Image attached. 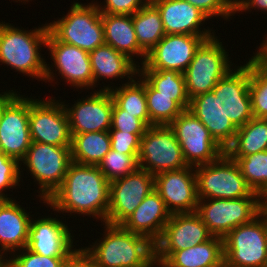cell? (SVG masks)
<instances>
[{
  "label": "cell",
  "instance_id": "2e32d148",
  "mask_svg": "<svg viewBox=\"0 0 267 267\" xmlns=\"http://www.w3.org/2000/svg\"><path fill=\"white\" fill-rule=\"evenodd\" d=\"M248 60L244 65H235L212 90L221 100L224 114L237 129L253 118L249 93L250 58Z\"/></svg>",
  "mask_w": 267,
  "mask_h": 267
},
{
  "label": "cell",
  "instance_id": "277c9868",
  "mask_svg": "<svg viewBox=\"0 0 267 267\" xmlns=\"http://www.w3.org/2000/svg\"><path fill=\"white\" fill-rule=\"evenodd\" d=\"M73 2L68 13L48 24L49 32L60 42L93 51L105 44L104 28L96 2Z\"/></svg>",
  "mask_w": 267,
  "mask_h": 267
},
{
  "label": "cell",
  "instance_id": "60d3db41",
  "mask_svg": "<svg viewBox=\"0 0 267 267\" xmlns=\"http://www.w3.org/2000/svg\"><path fill=\"white\" fill-rule=\"evenodd\" d=\"M200 9L210 19L221 17L224 20L231 19L235 15L234 0H184ZM234 14V15H233Z\"/></svg>",
  "mask_w": 267,
  "mask_h": 267
},
{
  "label": "cell",
  "instance_id": "d590c367",
  "mask_svg": "<svg viewBox=\"0 0 267 267\" xmlns=\"http://www.w3.org/2000/svg\"><path fill=\"white\" fill-rule=\"evenodd\" d=\"M251 109L253 118L267 119V70L250 57Z\"/></svg>",
  "mask_w": 267,
  "mask_h": 267
},
{
  "label": "cell",
  "instance_id": "83f0119b",
  "mask_svg": "<svg viewBox=\"0 0 267 267\" xmlns=\"http://www.w3.org/2000/svg\"><path fill=\"white\" fill-rule=\"evenodd\" d=\"M101 20L105 44L126 55L134 63V56L140 57V65L144 64L147 53L137 41L132 15L101 14Z\"/></svg>",
  "mask_w": 267,
  "mask_h": 267
},
{
  "label": "cell",
  "instance_id": "d6a6232c",
  "mask_svg": "<svg viewBox=\"0 0 267 267\" xmlns=\"http://www.w3.org/2000/svg\"><path fill=\"white\" fill-rule=\"evenodd\" d=\"M136 38L139 46L148 53L166 35L161 15L152 2H147L132 15Z\"/></svg>",
  "mask_w": 267,
  "mask_h": 267
},
{
  "label": "cell",
  "instance_id": "ac0fdd59",
  "mask_svg": "<svg viewBox=\"0 0 267 267\" xmlns=\"http://www.w3.org/2000/svg\"><path fill=\"white\" fill-rule=\"evenodd\" d=\"M213 36L166 34L147 53L144 64L138 69L171 70L184 73L200 44Z\"/></svg>",
  "mask_w": 267,
  "mask_h": 267
},
{
  "label": "cell",
  "instance_id": "ffe728a7",
  "mask_svg": "<svg viewBox=\"0 0 267 267\" xmlns=\"http://www.w3.org/2000/svg\"><path fill=\"white\" fill-rule=\"evenodd\" d=\"M64 222L51 215L31 218L26 248L46 257H67L75 249V239Z\"/></svg>",
  "mask_w": 267,
  "mask_h": 267
},
{
  "label": "cell",
  "instance_id": "7dc6e473",
  "mask_svg": "<svg viewBox=\"0 0 267 267\" xmlns=\"http://www.w3.org/2000/svg\"><path fill=\"white\" fill-rule=\"evenodd\" d=\"M18 93L16 90H6V92H0V115L4 106Z\"/></svg>",
  "mask_w": 267,
  "mask_h": 267
},
{
  "label": "cell",
  "instance_id": "30bf717a",
  "mask_svg": "<svg viewBox=\"0 0 267 267\" xmlns=\"http://www.w3.org/2000/svg\"><path fill=\"white\" fill-rule=\"evenodd\" d=\"M196 213L213 236L224 238L259 215V197L198 200Z\"/></svg>",
  "mask_w": 267,
  "mask_h": 267
},
{
  "label": "cell",
  "instance_id": "6da1fadb",
  "mask_svg": "<svg viewBox=\"0 0 267 267\" xmlns=\"http://www.w3.org/2000/svg\"><path fill=\"white\" fill-rule=\"evenodd\" d=\"M109 193L110 181L96 165L72 162L62 185L44 205L56 213L92 216L104 223L109 209Z\"/></svg>",
  "mask_w": 267,
  "mask_h": 267
},
{
  "label": "cell",
  "instance_id": "f546056e",
  "mask_svg": "<svg viewBox=\"0 0 267 267\" xmlns=\"http://www.w3.org/2000/svg\"><path fill=\"white\" fill-rule=\"evenodd\" d=\"M72 162L81 165H98L111 150L109 131L71 135Z\"/></svg>",
  "mask_w": 267,
  "mask_h": 267
},
{
  "label": "cell",
  "instance_id": "e0dca14e",
  "mask_svg": "<svg viewBox=\"0 0 267 267\" xmlns=\"http://www.w3.org/2000/svg\"><path fill=\"white\" fill-rule=\"evenodd\" d=\"M76 101L72 106L62 102L71 135L110 130L113 97L108 90L97 89Z\"/></svg>",
  "mask_w": 267,
  "mask_h": 267
},
{
  "label": "cell",
  "instance_id": "cb8c5ba5",
  "mask_svg": "<svg viewBox=\"0 0 267 267\" xmlns=\"http://www.w3.org/2000/svg\"><path fill=\"white\" fill-rule=\"evenodd\" d=\"M170 216L171 213L167 210L161 196L154 190L120 225L132 233L148 238L155 244L161 237Z\"/></svg>",
  "mask_w": 267,
  "mask_h": 267
},
{
  "label": "cell",
  "instance_id": "3957f363",
  "mask_svg": "<svg viewBox=\"0 0 267 267\" xmlns=\"http://www.w3.org/2000/svg\"><path fill=\"white\" fill-rule=\"evenodd\" d=\"M48 32L47 23L24 30L0 21V63L23 76L44 81L46 61L40 51L46 45Z\"/></svg>",
  "mask_w": 267,
  "mask_h": 267
},
{
  "label": "cell",
  "instance_id": "ab89813d",
  "mask_svg": "<svg viewBox=\"0 0 267 267\" xmlns=\"http://www.w3.org/2000/svg\"><path fill=\"white\" fill-rule=\"evenodd\" d=\"M148 127L134 115L126 113L113 100L111 128L110 130H117L133 134H145Z\"/></svg>",
  "mask_w": 267,
  "mask_h": 267
},
{
  "label": "cell",
  "instance_id": "e575fe53",
  "mask_svg": "<svg viewBox=\"0 0 267 267\" xmlns=\"http://www.w3.org/2000/svg\"><path fill=\"white\" fill-rule=\"evenodd\" d=\"M240 167L247 185L260 194L267 187V150L244 157H230Z\"/></svg>",
  "mask_w": 267,
  "mask_h": 267
},
{
  "label": "cell",
  "instance_id": "5bb4252c",
  "mask_svg": "<svg viewBox=\"0 0 267 267\" xmlns=\"http://www.w3.org/2000/svg\"><path fill=\"white\" fill-rule=\"evenodd\" d=\"M154 190V175L140 168L127 176L110 181L106 223L120 225Z\"/></svg>",
  "mask_w": 267,
  "mask_h": 267
},
{
  "label": "cell",
  "instance_id": "8fae6325",
  "mask_svg": "<svg viewBox=\"0 0 267 267\" xmlns=\"http://www.w3.org/2000/svg\"><path fill=\"white\" fill-rule=\"evenodd\" d=\"M169 126L180 144L187 166L197 167L214 162L225 153L189 109L179 114Z\"/></svg>",
  "mask_w": 267,
  "mask_h": 267
},
{
  "label": "cell",
  "instance_id": "603a6c76",
  "mask_svg": "<svg viewBox=\"0 0 267 267\" xmlns=\"http://www.w3.org/2000/svg\"><path fill=\"white\" fill-rule=\"evenodd\" d=\"M189 110L204 124L212 138L224 150L232 144L238 129L224 114L222 102L213 91L192 98Z\"/></svg>",
  "mask_w": 267,
  "mask_h": 267
},
{
  "label": "cell",
  "instance_id": "7402d4cb",
  "mask_svg": "<svg viewBox=\"0 0 267 267\" xmlns=\"http://www.w3.org/2000/svg\"><path fill=\"white\" fill-rule=\"evenodd\" d=\"M152 3L160 12L166 34L216 35L213 28L208 27L206 29L203 26L204 22L210 18L189 2L184 0H155Z\"/></svg>",
  "mask_w": 267,
  "mask_h": 267
},
{
  "label": "cell",
  "instance_id": "5b68a950",
  "mask_svg": "<svg viewBox=\"0 0 267 267\" xmlns=\"http://www.w3.org/2000/svg\"><path fill=\"white\" fill-rule=\"evenodd\" d=\"M27 169L34 182L39 186L40 200L46 203L60 188L72 163L70 147H61L39 142H31L25 157L20 161Z\"/></svg>",
  "mask_w": 267,
  "mask_h": 267
},
{
  "label": "cell",
  "instance_id": "ba28073f",
  "mask_svg": "<svg viewBox=\"0 0 267 267\" xmlns=\"http://www.w3.org/2000/svg\"><path fill=\"white\" fill-rule=\"evenodd\" d=\"M224 267H267L266 216L231 230L223 238Z\"/></svg>",
  "mask_w": 267,
  "mask_h": 267
},
{
  "label": "cell",
  "instance_id": "b9f144b4",
  "mask_svg": "<svg viewBox=\"0 0 267 267\" xmlns=\"http://www.w3.org/2000/svg\"><path fill=\"white\" fill-rule=\"evenodd\" d=\"M111 137V149L120 154L139 155L141 137L144 134L126 133L117 130H109Z\"/></svg>",
  "mask_w": 267,
  "mask_h": 267
},
{
  "label": "cell",
  "instance_id": "836d02e7",
  "mask_svg": "<svg viewBox=\"0 0 267 267\" xmlns=\"http://www.w3.org/2000/svg\"><path fill=\"white\" fill-rule=\"evenodd\" d=\"M157 95L188 96L183 73L171 70L138 69Z\"/></svg>",
  "mask_w": 267,
  "mask_h": 267
},
{
  "label": "cell",
  "instance_id": "d6986e66",
  "mask_svg": "<svg viewBox=\"0 0 267 267\" xmlns=\"http://www.w3.org/2000/svg\"><path fill=\"white\" fill-rule=\"evenodd\" d=\"M155 191L171 214L196 212L198 205L195 169L187 166L154 176Z\"/></svg>",
  "mask_w": 267,
  "mask_h": 267
},
{
  "label": "cell",
  "instance_id": "bcb514c9",
  "mask_svg": "<svg viewBox=\"0 0 267 267\" xmlns=\"http://www.w3.org/2000/svg\"><path fill=\"white\" fill-rule=\"evenodd\" d=\"M265 40L262 41L260 46H258L256 49L257 52L253 53L252 58L264 69L267 70V36L265 37Z\"/></svg>",
  "mask_w": 267,
  "mask_h": 267
},
{
  "label": "cell",
  "instance_id": "f6af8a7d",
  "mask_svg": "<svg viewBox=\"0 0 267 267\" xmlns=\"http://www.w3.org/2000/svg\"><path fill=\"white\" fill-rule=\"evenodd\" d=\"M250 9H259L267 13V0H234V11L236 13L251 12Z\"/></svg>",
  "mask_w": 267,
  "mask_h": 267
},
{
  "label": "cell",
  "instance_id": "f5cc1de1",
  "mask_svg": "<svg viewBox=\"0 0 267 267\" xmlns=\"http://www.w3.org/2000/svg\"><path fill=\"white\" fill-rule=\"evenodd\" d=\"M15 2H18L19 1V3H20V1L21 2H23V3H25L26 4V2L28 3L29 2V0H14ZM31 1V0H30Z\"/></svg>",
  "mask_w": 267,
  "mask_h": 267
},
{
  "label": "cell",
  "instance_id": "4dcf8cb0",
  "mask_svg": "<svg viewBox=\"0 0 267 267\" xmlns=\"http://www.w3.org/2000/svg\"><path fill=\"white\" fill-rule=\"evenodd\" d=\"M267 150V119L252 118L238 128L232 144L225 150L229 157H244Z\"/></svg>",
  "mask_w": 267,
  "mask_h": 267
},
{
  "label": "cell",
  "instance_id": "52a82bcc",
  "mask_svg": "<svg viewBox=\"0 0 267 267\" xmlns=\"http://www.w3.org/2000/svg\"><path fill=\"white\" fill-rule=\"evenodd\" d=\"M218 38L214 35L204 40L183 73L190 100L212 91L218 81L233 69L227 54L229 52Z\"/></svg>",
  "mask_w": 267,
  "mask_h": 267
},
{
  "label": "cell",
  "instance_id": "4fadbf2b",
  "mask_svg": "<svg viewBox=\"0 0 267 267\" xmlns=\"http://www.w3.org/2000/svg\"><path fill=\"white\" fill-rule=\"evenodd\" d=\"M35 98V99H33ZM29 97V130L32 142L71 147L68 117L56 97L36 99ZM54 98V99H53Z\"/></svg>",
  "mask_w": 267,
  "mask_h": 267
},
{
  "label": "cell",
  "instance_id": "7bdbcfd3",
  "mask_svg": "<svg viewBox=\"0 0 267 267\" xmlns=\"http://www.w3.org/2000/svg\"><path fill=\"white\" fill-rule=\"evenodd\" d=\"M103 4L97 1L101 14L133 15L139 11L146 3V0H104ZM103 5V6H102Z\"/></svg>",
  "mask_w": 267,
  "mask_h": 267
},
{
  "label": "cell",
  "instance_id": "1f68e13d",
  "mask_svg": "<svg viewBox=\"0 0 267 267\" xmlns=\"http://www.w3.org/2000/svg\"><path fill=\"white\" fill-rule=\"evenodd\" d=\"M145 95L150 117V126L169 125L190 106L188 96L157 95V91L145 80Z\"/></svg>",
  "mask_w": 267,
  "mask_h": 267
},
{
  "label": "cell",
  "instance_id": "4316f807",
  "mask_svg": "<svg viewBox=\"0 0 267 267\" xmlns=\"http://www.w3.org/2000/svg\"><path fill=\"white\" fill-rule=\"evenodd\" d=\"M94 78V88L101 80L127 79L130 82L137 76L140 63H134L126 55L104 44L89 52ZM98 83V84H97Z\"/></svg>",
  "mask_w": 267,
  "mask_h": 267
},
{
  "label": "cell",
  "instance_id": "7a4b0ae2",
  "mask_svg": "<svg viewBox=\"0 0 267 267\" xmlns=\"http://www.w3.org/2000/svg\"><path fill=\"white\" fill-rule=\"evenodd\" d=\"M101 225L104 237L83 247L93 258L95 267H147L155 258L154 243L148 238L121 225L106 222Z\"/></svg>",
  "mask_w": 267,
  "mask_h": 267
},
{
  "label": "cell",
  "instance_id": "484cf974",
  "mask_svg": "<svg viewBox=\"0 0 267 267\" xmlns=\"http://www.w3.org/2000/svg\"><path fill=\"white\" fill-rule=\"evenodd\" d=\"M155 258L169 267H224L223 238L212 236L204 243L179 251H155Z\"/></svg>",
  "mask_w": 267,
  "mask_h": 267
},
{
  "label": "cell",
  "instance_id": "f907efd6",
  "mask_svg": "<svg viewBox=\"0 0 267 267\" xmlns=\"http://www.w3.org/2000/svg\"><path fill=\"white\" fill-rule=\"evenodd\" d=\"M7 257V258H6ZM0 267H11L10 259L0 253Z\"/></svg>",
  "mask_w": 267,
  "mask_h": 267
},
{
  "label": "cell",
  "instance_id": "9c48e42d",
  "mask_svg": "<svg viewBox=\"0 0 267 267\" xmlns=\"http://www.w3.org/2000/svg\"><path fill=\"white\" fill-rule=\"evenodd\" d=\"M45 47L48 48L50 58L54 62V65L52 63L50 66L46 63L45 83L55 82L57 78L55 75L57 74L54 71H58V76H61L60 78H63L64 82L68 83L70 87L75 86L74 88H80L82 91L83 89L90 90V88L95 90L88 51L60 42L50 32H48ZM51 67H55L57 70L52 71Z\"/></svg>",
  "mask_w": 267,
  "mask_h": 267
},
{
  "label": "cell",
  "instance_id": "681fc988",
  "mask_svg": "<svg viewBox=\"0 0 267 267\" xmlns=\"http://www.w3.org/2000/svg\"><path fill=\"white\" fill-rule=\"evenodd\" d=\"M169 267L165 262L160 261L156 258H154L148 265L147 267Z\"/></svg>",
  "mask_w": 267,
  "mask_h": 267
},
{
  "label": "cell",
  "instance_id": "f35d334b",
  "mask_svg": "<svg viewBox=\"0 0 267 267\" xmlns=\"http://www.w3.org/2000/svg\"><path fill=\"white\" fill-rule=\"evenodd\" d=\"M10 256L9 259L11 267H61L66 258L46 257L35 252H31L26 247L13 252Z\"/></svg>",
  "mask_w": 267,
  "mask_h": 267
},
{
  "label": "cell",
  "instance_id": "d4e9b609",
  "mask_svg": "<svg viewBox=\"0 0 267 267\" xmlns=\"http://www.w3.org/2000/svg\"><path fill=\"white\" fill-rule=\"evenodd\" d=\"M21 206L15 199L0 200V253L3 255L26 247L32 215Z\"/></svg>",
  "mask_w": 267,
  "mask_h": 267
},
{
  "label": "cell",
  "instance_id": "7c38bea8",
  "mask_svg": "<svg viewBox=\"0 0 267 267\" xmlns=\"http://www.w3.org/2000/svg\"><path fill=\"white\" fill-rule=\"evenodd\" d=\"M139 168L152 175L187 167L182 150L169 125H152L141 137Z\"/></svg>",
  "mask_w": 267,
  "mask_h": 267
},
{
  "label": "cell",
  "instance_id": "44dd1931",
  "mask_svg": "<svg viewBox=\"0 0 267 267\" xmlns=\"http://www.w3.org/2000/svg\"><path fill=\"white\" fill-rule=\"evenodd\" d=\"M208 231L196 212L171 214L161 237L154 244L155 251H179L209 240Z\"/></svg>",
  "mask_w": 267,
  "mask_h": 267
},
{
  "label": "cell",
  "instance_id": "f1b7e54d",
  "mask_svg": "<svg viewBox=\"0 0 267 267\" xmlns=\"http://www.w3.org/2000/svg\"><path fill=\"white\" fill-rule=\"evenodd\" d=\"M138 77H135L130 82L113 87L109 84L99 90H108L114 102L126 113L134 115L139 118L147 127H150V117L147 108V101L145 95V79L137 73ZM115 87V88H114Z\"/></svg>",
  "mask_w": 267,
  "mask_h": 267
},
{
  "label": "cell",
  "instance_id": "816d5d0a",
  "mask_svg": "<svg viewBox=\"0 0 267 267\" xmlns=\"http://www.w3.org/2000/svg\"><path fill=\"white\" fill-rule=\"evenodd\" d=\"M266 258H267V216H266Z\"/></svg>",
  "mask_w": 267,
  "mask_h": 267
},
{
  "label": "cell",
  "instance_id": "74e56055",
  "mask_svg": "<svg viewBox=\"0 0 267 267\" xmlns=\"http://www.w3.org/2000/svg\"><path fill=\"white\" fill-rule=\"evenodd\" d=\"M20 167L22 168L17 159L0 152V200L14 199L11 198V195H9L10 197L5 195L4 192L10 191L11 188L13 191V188L17 189L16 186L20 187L21 184L19 183L22 180L21 176H23Z\"/></svg>",
  "mask_w": 267,
  "mask_h": 267
},
{
  "label": "cell",
  "instance_id": "c3c4849f",
  "mask_svg": "<svg viewBox=\"0 0 267 267\" xmlns=\"http://www.w3.org/2000/svg\"><path fill=\"white\" fill-rule=\"evenodd\" d=\"M259 214L267 216V187L259 194Z\"/></svg>",
  "mask_w": 267,
  "mask_h": 267
},
{
  "label": "cell",
  "instance_id": "8d00e7d4",
  "mask_svg": "<svg viewBox=\"0 0 267 267\" xmlns=\"http://www.w3.org/2000/svg\"><path fill=\"white\" fill-rule=\"evenodd\" d=\"M108 181L127 176L139 168L138 155L120 154L110 150L97 165Z\"/></svg>",
  "mask_w": 267,
  "mask_h": 267
},
{
  "label": "cell",
  "instance_id": "ee69618b",
  "mask_svg": "<svg viewBox=\"0 0 267 267\" xmlns=\"http://www.w3.org/2000/svg\"><path fill=\"white\" fill-rule=\"evenodd\" d=\"M61 267H95L91 255L83 248L75 249L65 258Z\"/></svg>",
  "mask_w": 267,
  "mask_h": 267
},
{
  "label": "cell",
  "instance_id": "9a60e30c",
  "mask_svg": "<svg viewBox=\"0 0 267 267\" xmlns=\"http://www.w3.org/2000/svg\"><path fill=\"white\" fill-rule=\"evenodd\" d=\"M18 92L0 115V152L19 162L31 145L29 130V97Z\"/></svg>",
  "mask_w": 267,
  "mask_h": 267
},
{
  "label": "cell",
  "instance_id": "8992f818",
  "mask_svg": "<svg viewBox=\"0 0 267 267\" xmlns=\"http://www.w3.org/2000/svg\"><path fill=\"white\" fill-rule=\"evenodd\" d=\"M194 169L199 200L259 197V194L247 185L237 162L226 153L218 160Z\"/></svg>",
  "mask_w": 267,
  "mask_h": 267
}]
</instances>
